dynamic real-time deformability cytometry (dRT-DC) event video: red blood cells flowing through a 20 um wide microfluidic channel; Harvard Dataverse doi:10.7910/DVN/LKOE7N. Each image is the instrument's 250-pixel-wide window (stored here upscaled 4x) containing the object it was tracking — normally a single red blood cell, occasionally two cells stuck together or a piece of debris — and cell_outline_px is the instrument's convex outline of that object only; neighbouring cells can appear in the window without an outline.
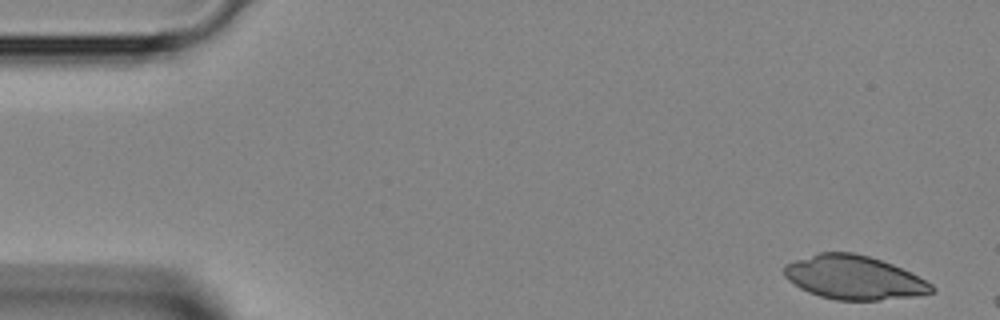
{"species": "Egyptian fruit bat (a non-hibernating species)", "species_latin": "Rousettus aegyptiacus", "temperature_condition": "room temperature", "stored_images_in_passage": 6, "camera_frame_rate_fps": 3000, "um_per_image_px": 0.085, "animal": {"sex": "female"}, "frame": {"image": 1, "passage_image": 1, "time_ms": 0.0, "image_size_px": [1000, 320], "cell_outline_px": [[936, 292], [916, 296], [880, 300], [836, 300], [820, 296], [808, 292], [800, 288], [788, 280], [784, 276], [784, 264], [820, 252], [852, 252], [868, 256], [892, 264], [932, 284], [936, 288]], "centroid_in_image_um": [72.58, 23.6], "position_along_channel_um": 12.4, "area_um2": 37.45}}